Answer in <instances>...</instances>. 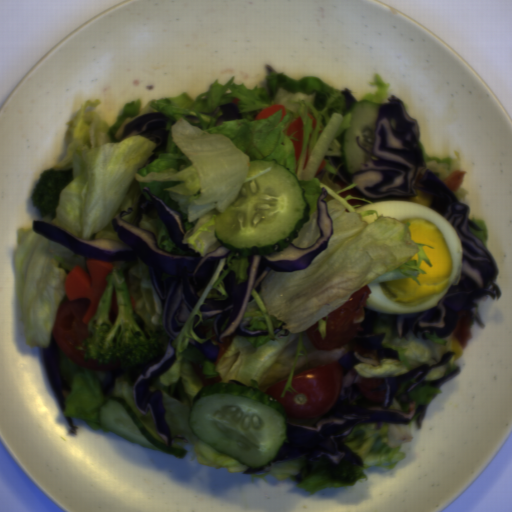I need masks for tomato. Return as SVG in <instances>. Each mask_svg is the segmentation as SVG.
<instances>
[{
  "mask_svg": "<svg viewBox=\"0 0 512 512\" xmlns=\"http://www.w3.org/2000/svg\"><path fill=\"white\" fill-rule=\"evenodd\" d=\"M89 307L90 300L82 296L61 302L52 335L56 344L73 363L97 372H115L122 366L118 362L99 366L96 360L89 359L85 362L86 352L77 348L88 339L89 324H85L83 319Z\"/></svg>",
  "mask_w": 512,
  "mask_h": 512,
  "instance_id": "2",
  "label": "tomato"
},
{
  "mask_svg": "<svg viewBox=\"0 0 512 512\" xmlns=\"http://www.w3.org/2000/svg\"><path fill=\"white\" fill-rule=\"evenodd\" d=\"M472 323L473 318L469 312L462 311L458 314L456 328L453 333L463 350L467 347V341L473 337Z\"/></svg>",
  "mask_w": 512,
  "mask_h": 512,
  "instance_id": "5",
  "label": "tomato"
},
{
  "mask_svg": "<svg viewBox=\"0 0 512 512\" xmlns=\"http://www.w3.org/2000/svg\"><path fill=\"white\" fill-rule=\"evenodd\" d=\"M119 312L120 309L117 301L116 291L115 288H113L108 312L109 321L111 322L112 325H115L119 316Z\"/></svg>",
  "mask_w": 512,
  "mask_h": 512,
  "instance_id": "9",
  "label": "tomato"
},
{
  "mask_svg": "<svg viewBox=\"0 0 512 512\" xmlns=\"http://www.w3.org/2000/svg\"><path fill=\"white\" fill-rule=\"evenodd\" d=\"M288 379L271 384L266 391L278 402L287 417L310 419L323 417L334 404L340 387V366L337 362L294 374L290 387L294 393L281 394Z\"/></svg>",
  "mask_w": 512,
  "mask_h": 512,
  "instance_id": "1",
  "label": "tomato"
},
{
  "mask_svg": "<svg viewBox=\"0 0 512 512\" xmlns=\"http://www.w3.org/2000/svg\"><path fill=\"white\" fill-rule=\"evenodd\" d=\"M209 341L211 343H213L214 345L219 346V349H218V352H217V355H216V358H215L214 364H213V366H216L217 363L223 358V356L227 352V350L232 342V338L228 337V338L222 339V341H219L218 335L211 334Z\"/></svg>",
  "mask_w": 512,
  "mask_h": 512,
  "instance_id": "8",
  "label": "tomato"
},
{
  "mask_svg": "<svg viewBox=\"0 0 512 512\" xmlns=\"http://www.w3.org/2000/svg\"><path fill=\"white\" fill-rule=\"evenodd\" d=\"M191 368L193 372L197 375V377L200 379L203 389L209 386L223 383V379L221 376L217 378H205L202 365L196 362H192Z\"/></svg>",
  "mask_w": 512,
  "mask_h": 512,
  "instance_id": "7",
  "label": "tomato"
},
{
  "mask_svg": "<svg viewBox=\"0 0 512 512\" xmlns=\"http://www.w3.org/2000/svg\"><path fill=\"white\" fill-rule=\"evenodd\" d=\"M371 292L370 286L364 285L352 293L343 305L322 317L326 322V336L323 339L318 330L319 321L307 330L309 343L316 351L338 349L355 339L362 328Z\"/></svg>",
  "mask_w": 512,
  "mask_h": 512,
  "instance_id": "3",
  "label": "tomato"
},
{
  "mask_svg": "<svg viewBox=\"0 0 512 512\" xmlns=\"http://www.w3.org/2000/svg\"><path fill=\"white\" fill-rule=\"evenodd\" d=\"M466 173L467 172L465 170L454 171L443 180V183L447 189L453 193H457Z\"/></svg>",
  "mask_w": 512,
  "mask_h": 512,
  "instance_id": "6",
  "label": "tomato"
},
{
  "mask_svg": "<svg viewBox=\"0 0 512 512\" xmlns=\"http://www.w3.org/2000/svg\"><path fill=\"white\" fill-rule=\"evenodd\" d=\"M383 378H363L356 383L358 392L366 399L372 402L383 403L386 400V390L374 392L373 389L381 387L384 383Z\"/></svg>",
  "mask_w": 512,
  "mask_h": 512,
  "instance_id": "4",
  "label": "tomato"
}]
</instances>
